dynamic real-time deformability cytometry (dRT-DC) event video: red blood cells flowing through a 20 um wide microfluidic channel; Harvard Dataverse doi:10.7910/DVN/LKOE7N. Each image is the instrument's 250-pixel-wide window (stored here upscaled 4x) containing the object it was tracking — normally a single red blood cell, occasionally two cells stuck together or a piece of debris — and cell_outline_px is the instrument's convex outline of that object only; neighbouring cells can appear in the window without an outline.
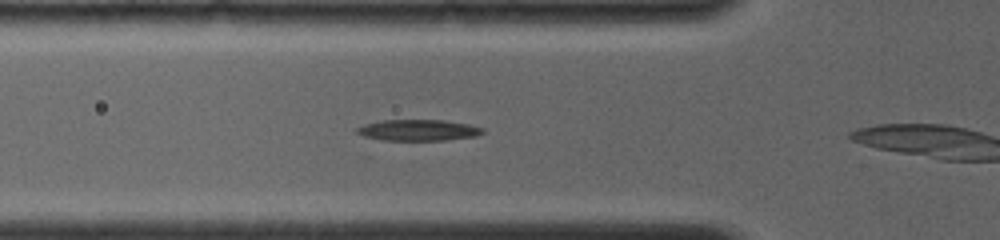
{"species": "common noctule bat (a hibernating species)", "species_latin": "Nyctalus noctula", "temperature_condition": "room temperature", "stored_images_in_passage": 4, "camera_frame_rate_fps": 4000, "um_per_image_px": 0.085, "animal": {"sex": "female", "body_mass_g": 19.0, "forearm_length_mm": 56.7}, "frame": {"image": 1, "passage_image": 4, "time_ms": 2.0, "image_size_px": [1000, 240], "cell_outline_px": [[484, 132], [476, 136], [444, 140], [384, 140], [364, 136], [356, 132], [356, 128], [364, 124], [380, 120], [444, 120], [468, 124], [484, 128]], "centroid_in_image_um": [35.55, 11.05], "position_along_channel_um": 90.3, "area_um2": 15.43}}